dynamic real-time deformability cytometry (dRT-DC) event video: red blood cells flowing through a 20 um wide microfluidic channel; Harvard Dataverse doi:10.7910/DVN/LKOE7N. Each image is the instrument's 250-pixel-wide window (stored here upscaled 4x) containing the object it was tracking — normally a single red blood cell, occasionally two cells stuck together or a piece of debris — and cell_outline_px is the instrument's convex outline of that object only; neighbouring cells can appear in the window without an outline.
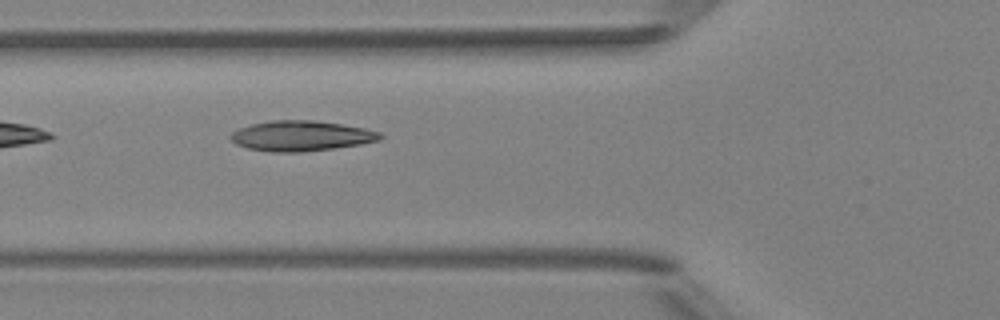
{"species": "Egyptian fruit bat (a non-hibernating species)", "species_latin": "Rousettus aegyptiacus", "temperature_condition": "room temperature", "stored_images_in_passage": 5, "camera_frame_rate_fps": 3000, "um_per_image_px": 0.085, "animal": {"sex": "female"}, "frame": {"image": 1, "passage_image": 5, "time_ms": 4.667, "image_size_px": [1000, 320], "cell_outline_px": [[384, 136], [380, 140], [360, 144], [332, 148], [300, 152], [272, 152], [248, 148], [236, 144], [228, 136], [232, 132], [240, 128], [252, 124], [272, 120], [316, 120], [364, 128], [380, 132]], "centroid_in_image_um": [25.59, 11.54], "position_along_channel_um": 100.2, "area_um2": 26.24}}